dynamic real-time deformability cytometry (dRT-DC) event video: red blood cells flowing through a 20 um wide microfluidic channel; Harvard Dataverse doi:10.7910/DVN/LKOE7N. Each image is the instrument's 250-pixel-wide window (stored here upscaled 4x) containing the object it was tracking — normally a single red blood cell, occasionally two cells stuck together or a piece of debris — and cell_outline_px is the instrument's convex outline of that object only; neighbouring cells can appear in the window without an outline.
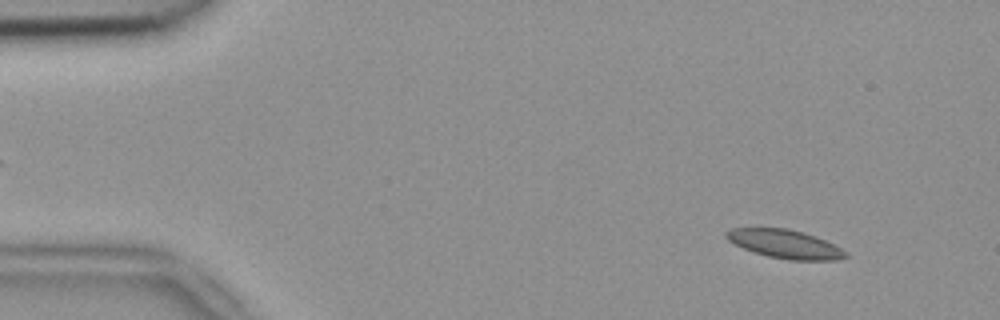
{"species": "common noctule bat (a hibernating species)", "species_latin": "Nyctalus noctula", "temperature_condition": "room temperature", "stored_images_in_passage": 15, "camera_frame_rate_fps": 3000, "um_per_image_px": 0.085, "animal": {"sex": "female", "body_mass_g": 18.4}, "frame": {"image": 1, "passage_image": 4, "time_ms": 1.0, "image_size_px": [1000, 320], "cell_outline_px": [[848, 256], [836, 260], [788, 260], [768, 256], [744, 248], [728, 240], [724, 236], [724, 232], [732, 228], [788, 228], [804, 232], [816, 236], [848, 252]], "centroid_in_image_um": [66.73, 20.73], "position_along_channel_um": 18.3, "area_um2": 19.77}}
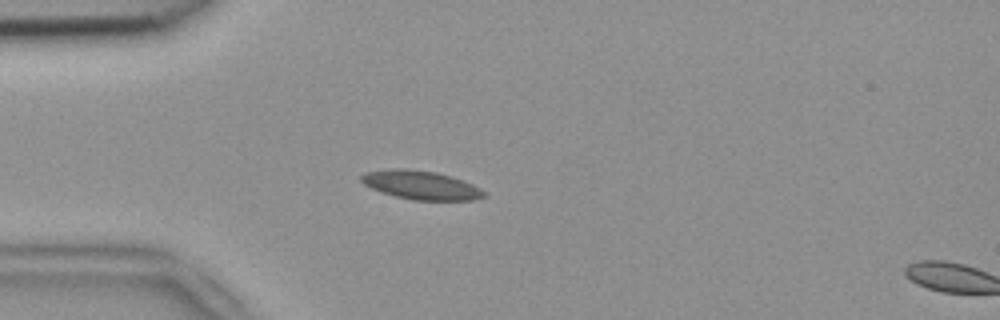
{"frame": {"image": 2, "passage_image": 13, "time_ms": 4.0, "image_size_px": [1000, 320], "cell_outline_px": [[488, 196], [472, 200], [412, 200], [380, 192], [364, 184], [360, 180], [360, 176], [364, 172], [392, 168], [404, 168], [436, 172], [472, 184], [480, 188]], "centroid_in_image_um": [35.74, 15.73], "position_along_channel_um": 49.3, "area_um2": 20.46}}